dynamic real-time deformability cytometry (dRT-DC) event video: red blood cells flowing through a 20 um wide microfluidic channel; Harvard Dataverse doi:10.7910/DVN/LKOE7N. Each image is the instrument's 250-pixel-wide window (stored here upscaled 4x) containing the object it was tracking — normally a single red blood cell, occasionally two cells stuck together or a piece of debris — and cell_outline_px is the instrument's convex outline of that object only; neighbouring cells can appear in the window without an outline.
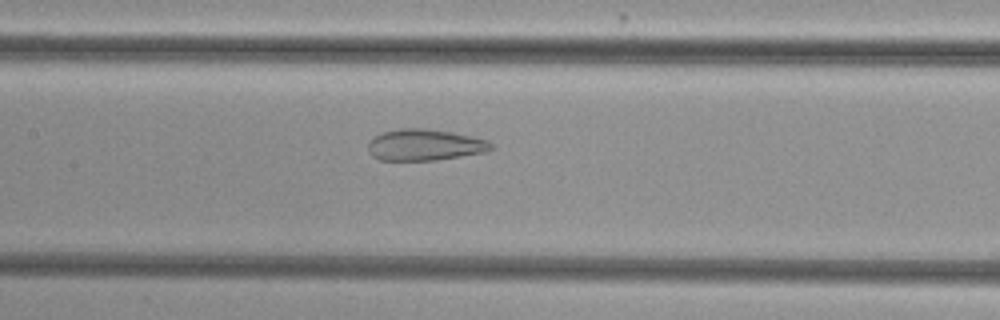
{"species": "common noctule bat (a hibernating species)", "species_latin": "Nyctalus noctula", "temperature_condition": "cold", "stored_images_in_passage": 54, "camera_frame_rate_fps": 3000, "um_per_image_px": 0.085, "animal": {"sex": "female", "body_mass_g": 29.2, "forearm_length_mm": 56.3}, "frame": {"image": 1, "passage_image": 26, "time_ms": 8.333, "image_size_px": [1000, 320], "cell_outline_px": [[496, 148], [488, 152], [436, 160], [380, 160], [372, 156], [368, 152], [368, 144], [372, 136], [384, 132], [400, 128], [424, 128], [452, 132], [472, 136], [488, 140]], "centroid_in_image_um": [36.13, 12.32], "position_along_channel_um": 171.3, "area_um2": 22.77}}
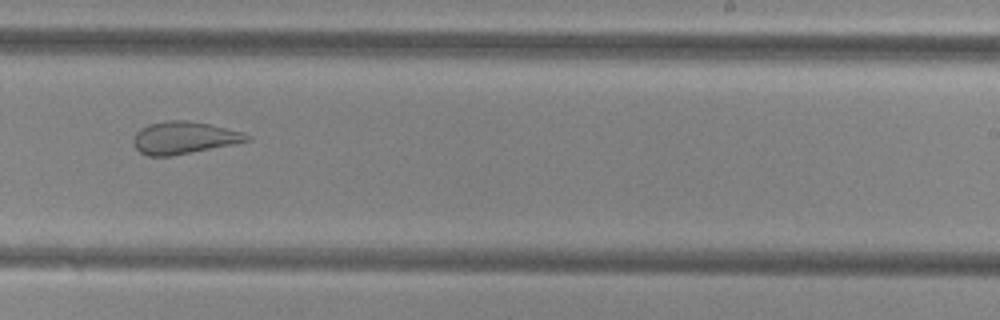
{"frame": {"image": 2, "passage_image": 34, "time_ms": 11.0, "image_size_px": [1000, 320], "cell_outline_px": [[252, 140], [236, 144], [172, 156], [148, 156], [140, 152], [132, 144], [132, 140], [136, 132], [140, 128], [148, 124], [164, 120], [188, 120], [212, 124], [240, 132], [252, 136]], "centroid_in_image_um": [15.63, 11.71], "position_along_channel_um": 273.4, "area_um2": 21.73}}
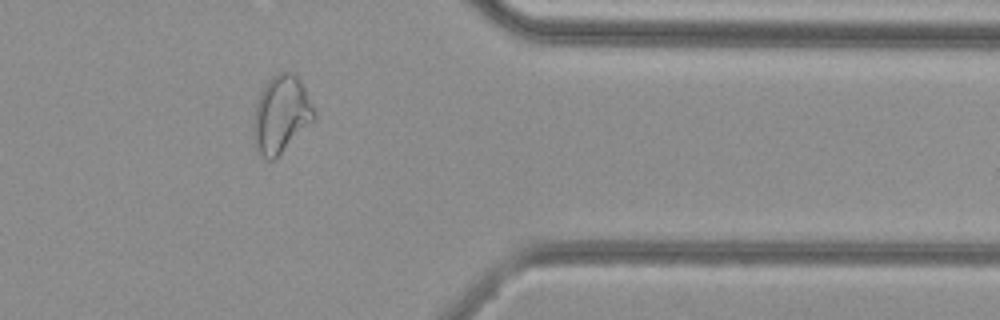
{"frame": {"image": 3, "passage_image": 44, "time_ms": 14.333, "image_size_px": [1000, 320], "cell_outline_px": [[316, 120], [272, 160], [268, 160], [260, 156], [256, 152], [252, 136], [252, 124], [256, 104], [260, 92], [268, 80], [276, 72], [292, 68], [300, 80], [316, 112]], "centroid_in_image_um": [23.88, 9.69], "position_along_channel_um": 387.5, "area_um2": 27.92}, "authors_computed_cell_mechanics": {"area_um2": 28.7844, "velocity_mm_per_s": 3.8348, "shape_relaxation_time_tau1_ms": null, "shape_relaxation_time_tau2_ms": 1.5223, "deformation_change_tau1": null, "deformation_change_tau2": 0.0894}}